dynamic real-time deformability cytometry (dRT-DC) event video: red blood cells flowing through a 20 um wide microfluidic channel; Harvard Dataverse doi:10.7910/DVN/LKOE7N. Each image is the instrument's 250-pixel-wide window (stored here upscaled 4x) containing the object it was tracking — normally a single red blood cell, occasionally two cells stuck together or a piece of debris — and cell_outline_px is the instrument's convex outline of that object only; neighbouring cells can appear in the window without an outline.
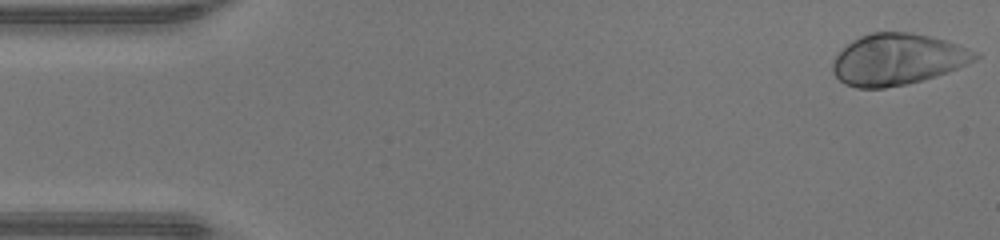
{"species": "human", "species_latin": "Homo sapiens", "temperature_condition": "warm", "stored_images_in_passage": 47, "camera_frame_rate_fps": 3000, "um_per_image_px": 0.085, "donor": {"sex": "male"}, "frame": {"image": 1, "passage_image": 1, "time_ms": 0.0, "image_size_px": [1000, 240], "cell_outline_px": [[980, 56], [976, 60], [948, 72], [936, 76], [908, 84], [884, 88], [856, 88], [844, 84], [832, 72], [832, 60], [852, 40], [860, 36], [872, 32], [912, 32], [944, 40], [956, 44], [976, 52]], "centroid_in_image_um": [76.26, 5.05], "position_along_channel_um": 8.7, "area_um2": 42.48}}
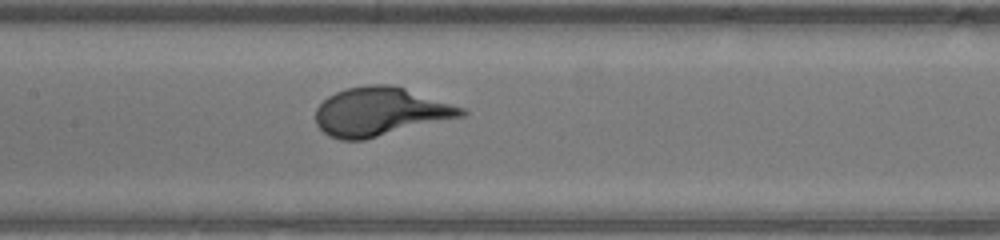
{"frame": {"image": 2, "passage_image": 22, "time_ms": 7.0, "image_size_px": [1000, 240], "cell_outline_px": [[468, 112], [464, 116], [364, 140], [340, 140], [328, 136], [316, 124], [316, 108], [328, 96], [336, 92], [348, 88], [368, 84], [392, 84], [464, 108]], "centroid_in_image_um": [32.3, 9.5], "position_along_channel_um": 175.1, "area_um2": 41.1}}
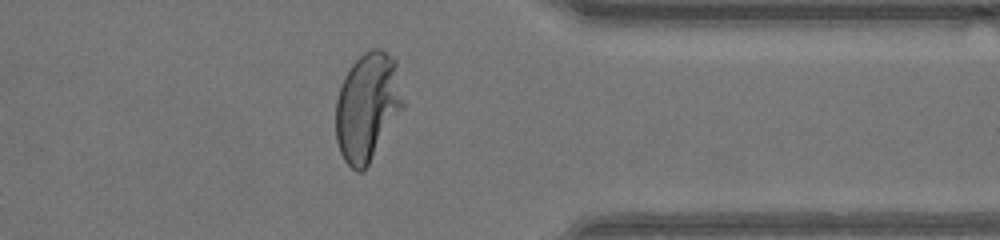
{"frame": {"image": 3, "passage_image": 37, "time_ms": 12.0, "image_size_px": [1000, 240], "cell_outline_px": [[404, 104], [368, 164], [360, 172], [356, 172], [344, 160], [340, 152], [336, 140], [336, 100], [344, 76], [352, 64], [364, 52], [372, 48], [380, 48], [396, 60], [404, 100]], "centroid_in_image_um": [31.21, 9.04], "position_along_channel_um": 380.2, "area_um2": 41.96}}